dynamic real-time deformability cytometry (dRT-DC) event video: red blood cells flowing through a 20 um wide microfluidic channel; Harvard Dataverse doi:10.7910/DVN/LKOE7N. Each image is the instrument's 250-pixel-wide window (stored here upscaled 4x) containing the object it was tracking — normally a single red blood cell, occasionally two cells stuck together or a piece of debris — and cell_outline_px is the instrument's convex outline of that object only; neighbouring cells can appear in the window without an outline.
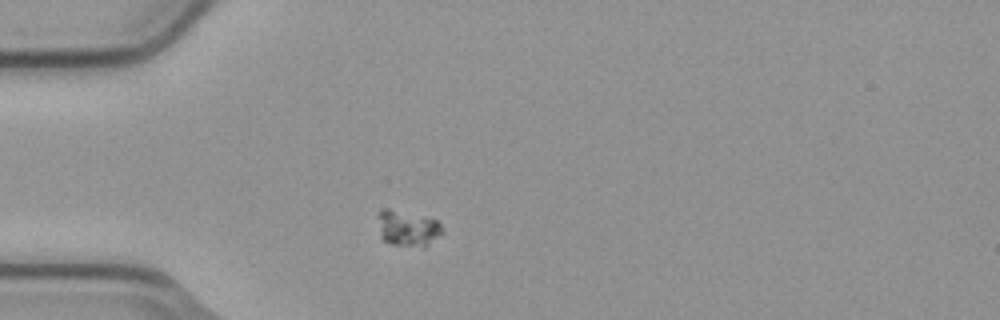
{"species": "common noctule bat (a hibernating species)", "species_latin": "Nyctalus noctula", "temperature_condition": "cold", "stored_images_in_passage": 46, "camera_frame_rate_fps": 3000, "um_per_image_px": 0.085, "animal": {"sex": "male", "body_mass_g": 23.1, "forearm_length_mm": 52.7}, "frame": {"image": 1, "passage_image": 6, "time_ms": 1.667, "image_size_px": [1000, 320], "cell_outline_px": [[444, 232], [424, 248], [392, 244], [384, 240], [380, 236], [380, 212], [384, 208], [388, 208], [436, 220], [440, 224]], "centroid_in_image_um": [34.69, 19.44], "position_along_channel_um": 50.3, "area_um2": 13.12}}
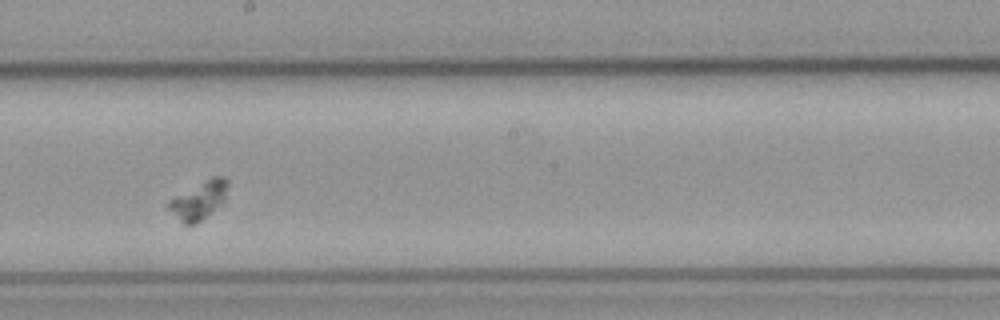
{"frame": {"image": 2, "passage_image": 22, "time_ms": 7.0, "image_size_px": [1000, 320], "cell_outline_px": [[228, 184], [224, 200], [220, 204], [196, 224], [184, 224], [168, 208], [168, 200], [212, 176], [224, 176], [228, 180]], "centroid_in_image_um": [16.92, 17.0], "position_along_channel_um": 231.3, "area_um2": 12.72}}
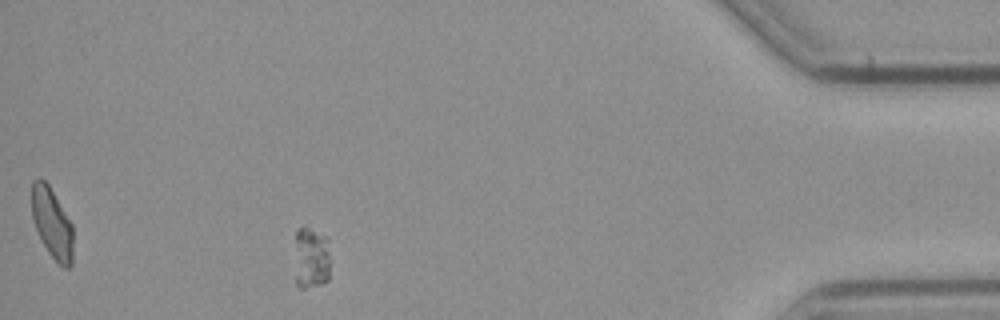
{"frame": {"image": 3, "passage_image": 41, "time_ms": 13.333, "image_size_px": [1000, 320], "cell_outline_px": [[328, 280], [320, 284], [304, 288], [300, 288], [296, 284], [296, 228], [308, 228], [324, 236], [328, 240]], "centroid_in_image_um": [26.44, 21.95], "position_along_channel_um": 408.8, "area_um2": 12.48}}